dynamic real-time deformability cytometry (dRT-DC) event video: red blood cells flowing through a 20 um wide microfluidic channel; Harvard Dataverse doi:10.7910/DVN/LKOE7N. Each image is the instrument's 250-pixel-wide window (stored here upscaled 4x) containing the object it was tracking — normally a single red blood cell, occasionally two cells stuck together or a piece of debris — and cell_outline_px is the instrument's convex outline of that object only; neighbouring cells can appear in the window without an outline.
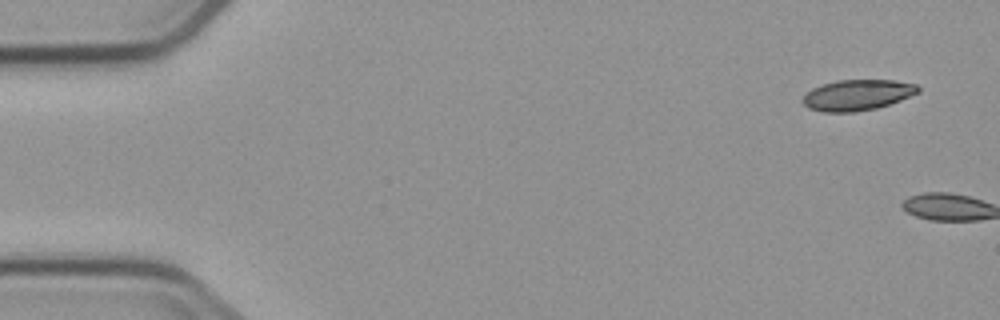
{"species": "common noctule bat (a hibernating species)", "species_latin": "Nyctalus noctula", "temperature_condition": "cold", "stored_images_in_passage": 2, "camera_frame_rate_fps": 3000, "um_per_image_px": 0.085, "animal": {"sex": "male", "body_mass_g": 23.1, "forearm_length_mm": 52.7}, "frame": {"image": 1, "passage_image": 1, "time_ms": 0.0, "image_size_px": [1000, 320], "cell_outline_px": [[920, 92], [900, 100], [876, 108], [856, 112], [824, 112], [808, 108], [800, 100], [812, 88], [836, 80], [896, 80], [916, 84], [920, 88]], "centroid_in_image_um": [72.87, 8.07], "position_along_channel_um": 12.1, "area_um2": 20.69}}